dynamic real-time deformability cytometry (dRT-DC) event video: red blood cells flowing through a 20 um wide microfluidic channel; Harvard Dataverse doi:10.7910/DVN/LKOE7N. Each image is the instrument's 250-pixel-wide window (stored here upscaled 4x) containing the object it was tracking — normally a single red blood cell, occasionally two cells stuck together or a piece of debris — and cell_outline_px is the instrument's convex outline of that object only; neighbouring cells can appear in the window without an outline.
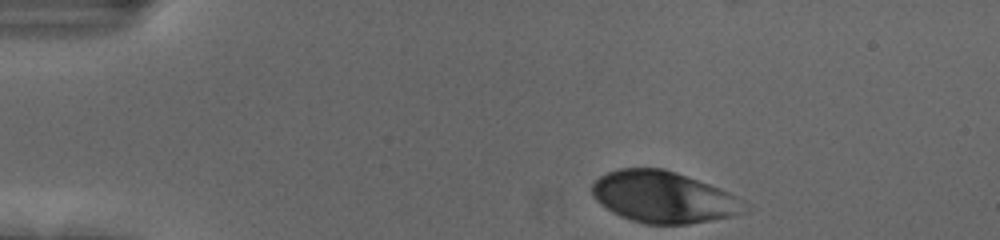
{"species": "human", "species_latin": "Homo sapiens", "temperature_condition": "cold", "stored_images_in_passage": 30, "camera_frame_rate_fps": 3000, "um_per_image_px": 0.085, "donor": {"sex": "female"}, "frame": {"image": 1, "passage_image": 1, "time_ms": 0.0, "image_size_px": [1000, 240], "cell_outline_px": [[756, 208], [732, 216], [688, 224], [644, 224], [620, 216], [612, 212], [600, 204], [596, 200], [592, 192], [592, 184], [600, 176], [608, 172], [620, 168], [664, 168], [676, 172], [720, 188], [744, 200]], "centroid_in_image_um": [56.45, 16.76], "position_along_channel_um": 28.5, "area_um2": 46.07}}
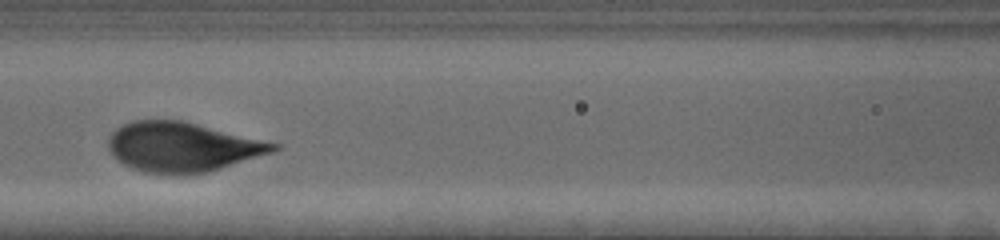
{"frame": {"image": 2, "passage_image": 17, "time_ms": 5.333, "image_size_px": [1000, 240], "cell_outline_px": [[284, 148], [276, 152], [212, 172], [196, 176], [156, 176], [140, 172], [128, 168], [120, 164], [108, 152], [108, 136], [116, 128], [132, 120], [184, 120], [284, 144]], "centroid_in_image_um": [15.55, 12.55], "position_along_channel_um": 151.0, "area_um2": 50.29}}
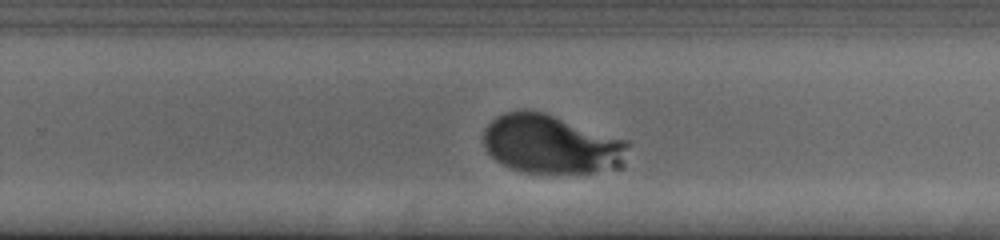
{"frame": {"image": 3, "passage_image": 28, "time_ms": 9.0, "image_size_px": [1000, 240], "cell_outline_px": [[632, 144], [620, 168], [584, 176], [536, 176], [516, 172], [500, 164], [484, 148], [484, 128], [496, 116], [504, 112], [524, 108], [532, 108], [632, 140]], "centroid_in_image_um": [46.93, 12.32], "position_along_channel_um": 282.9, "area_um2": 53.0}}